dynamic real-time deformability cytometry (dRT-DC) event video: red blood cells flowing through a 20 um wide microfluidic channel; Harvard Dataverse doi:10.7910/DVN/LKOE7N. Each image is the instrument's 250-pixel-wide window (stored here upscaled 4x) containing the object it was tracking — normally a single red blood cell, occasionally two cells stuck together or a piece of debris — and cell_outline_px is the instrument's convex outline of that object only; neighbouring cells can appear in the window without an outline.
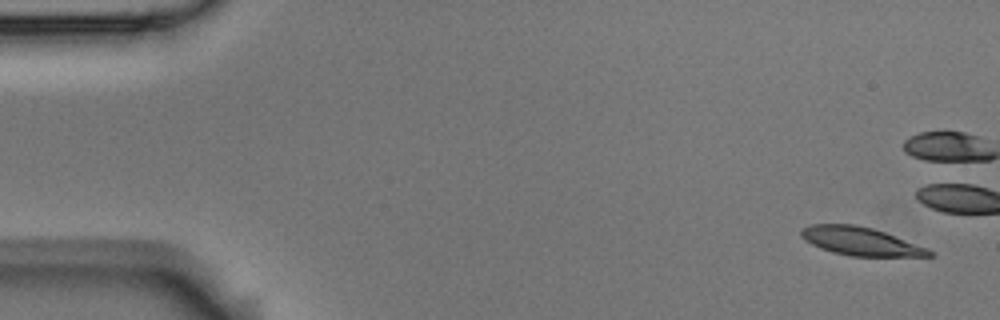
{"species": "Egyptian fruit bat (a non-hibernating species)", "species_latin": "Rousettus aegyptiacus", "temperature_condition": "room temperature", "stored_images_in_passage": 7, "camera_frame_rate_fps": 3000, "um_per_image_px": 0.085, "animal": {"sex": "male"}, "frame": {"image": 1, "passage_image": 1, "time_ms": 0.0, "image_size_px": [1000, 320], "cell_outline_px": [[932, 256], [852, 256], [832, 252], [820, 248], [804, 240], [800, 236], [800, 228], [812, 224], [856, 224], [872, 228], [884, 232], [928, 248], [932, 252]], "centroid_in_image_um": [73.09, 20.5], "position_along_channel_um": 11.9, "area_um2": 21.04}}